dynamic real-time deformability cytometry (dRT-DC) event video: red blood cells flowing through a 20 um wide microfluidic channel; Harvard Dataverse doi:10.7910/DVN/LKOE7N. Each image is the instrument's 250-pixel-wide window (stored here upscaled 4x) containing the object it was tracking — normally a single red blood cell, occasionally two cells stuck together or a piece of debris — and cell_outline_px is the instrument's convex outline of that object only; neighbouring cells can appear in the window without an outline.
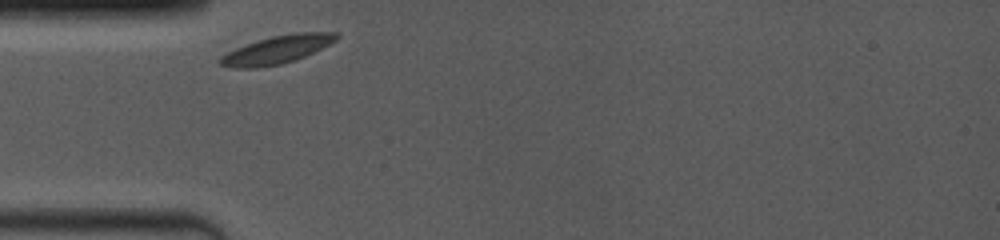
{"species": "common noctule bat (a hibernating species)", "species_latin": "Nyctalus noctula", "temperature_condition": "room temperature", "stored_images_in_passage": 4, "camera_frame_rate_fps": 4000, "um_per_image_px": 0.085, "animal": {"sex": "female", "body_mass_g": 19.0, "forearm_length_mm": 53.3}, "frame": {"image": 1, "passage_image": 1, "time_ms": 0.0, "image_size_px": [1000, 240], "cell_outline_px": [[340, 36], [336, 40], [304, 56], [280, 64], [256, 68], [232, 68], [220, 64], [220, 56], [236, 48], [272, 36], [296, 32], [336, 32]], "centroid_in_image_um": [23.54, 4.22], "position_along_channel_um": 61.5, "area_um2": 18.5}}
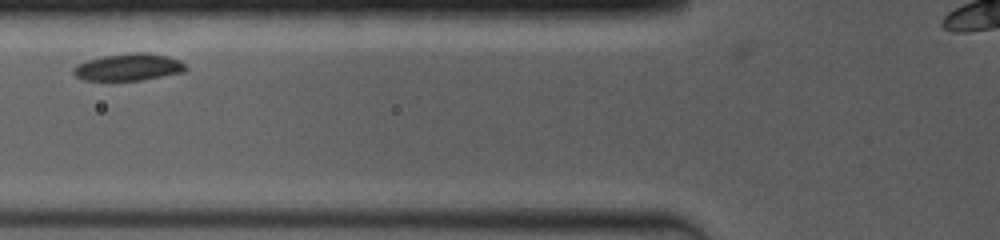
{"frame": {"image": 2, "passage_image": 3, "time_ms": 1.5, "image_size_px": [1000, 240], "cell_outline_px": [[188, 68], [184, 72], [140, 80], [84, 80], [76, 76], [72, 72], [72, 68], [76, 64], [88, 60], [104, 56], [128, 52], [148, 52], [168, 56], [180, 60]], "centroid_in_image_um": [10.93, 5.69], "position_along_channel_um": 114.9, "area_um2": 17.8}}